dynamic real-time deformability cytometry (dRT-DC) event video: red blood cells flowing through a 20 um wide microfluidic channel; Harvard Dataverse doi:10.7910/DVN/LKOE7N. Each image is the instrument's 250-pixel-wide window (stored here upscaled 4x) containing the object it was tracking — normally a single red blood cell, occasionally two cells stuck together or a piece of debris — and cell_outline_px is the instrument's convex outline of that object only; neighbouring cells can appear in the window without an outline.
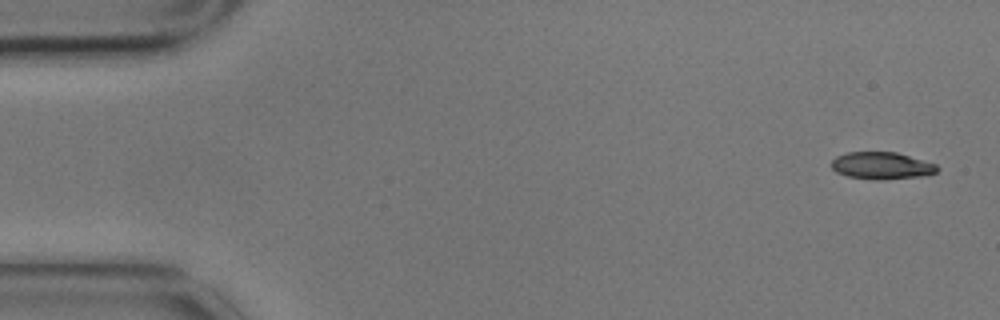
{"species": "common noctule bat (a hibernating species)", "species_latin": "Nyctalus noctula", "temperature_condition": "cold", "stored_images_in_passage": 5, "camera_frame_rate_fps": 3000, "um_per_image_px": 0.085, "animal": {"sex": "male", "body_mass_g": 17.9}, "frame": {"image": 1, "passage_image": 1, "time_ms": 0.0, "image_size_px": [1000, 320], "cell_outline_px": [[940, 168], [936, 172], [928, 176], [884, 180], [872, 180], [848, 176], [836, 172], [832, 168], [832, 160], [836, 156], [848, 152], [896, 152], [936, 164]], "centroid_in_image_um": [74.97, 14.1], "position_along_channel_um": 10.0, "area_um2": 16.94}}
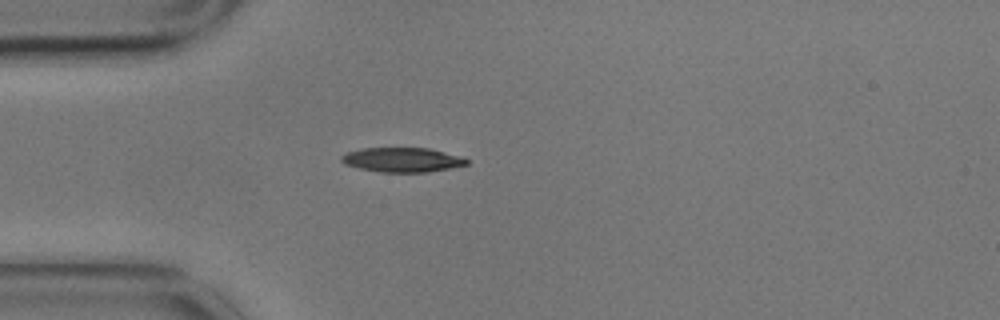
{"frame": {"image": 2, "passage_image": 4, "time_ms": 1.0, "image_size_px": [1000, 320], "cell_outline_px": [[468, 164], [428, 172], [380, 172], [360, 168], [344, 164], [340, 160], [340, 156], [348, 152], [364, 148], [428, 148], [460, 156], [468, 160]], "centroid_in_image_um": [34.16, 13.58], "position_along_channel_um": 50.8, "area_um2": 17.69}}